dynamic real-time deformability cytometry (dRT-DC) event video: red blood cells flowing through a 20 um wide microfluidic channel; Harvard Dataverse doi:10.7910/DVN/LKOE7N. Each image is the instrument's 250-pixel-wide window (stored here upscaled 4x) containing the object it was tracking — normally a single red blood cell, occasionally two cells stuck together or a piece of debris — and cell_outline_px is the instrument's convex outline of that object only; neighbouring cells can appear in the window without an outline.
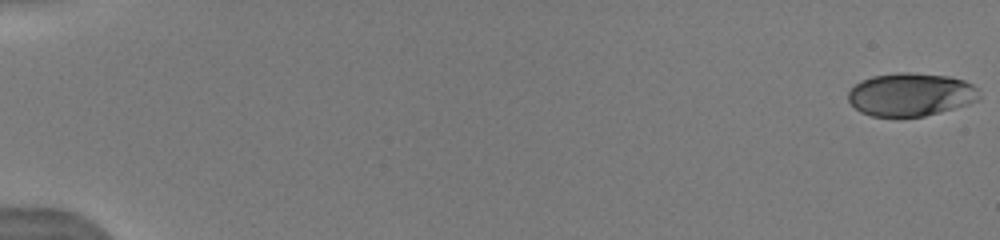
{"species": "human", "species_latin": "Homo sapiens", "temperature_condition": "warm", "stored_images_in_passage": 17, "camera_frame_rate_fps": 3000, "um_per_image_px": 0.085, "donor": {"sex": "male"}, "frame": {"image": 1, "passage_image": 1, "time_ms": 0.0, "image_size_px": [1000, 240], "cell_outline_px": [[980, 96], [976, 100], [968, 104], [924, 116], [872, 116], [860, 112], [848, 100], [848, 92], [860, 80], [872, 76], [896, 72], [908, 72], [948, 76], [964, 80], [972, 84], [976, 88]], "centroid_in_image_um": [77.39, 8.02], "position_along_channel_um": 7.6, "area_um2": 32.77}}
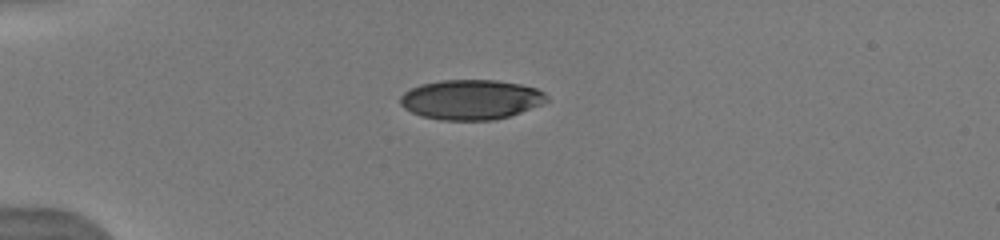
{"frame": {"image": 2, "passage_image": 14, "time_ms": 4.667, "image_size_px": [1000, 240], "cell_outline_px": [[548, 100], [540, 104], [520, 112], [508, 116], [492, 120], [440, 120], [420, 116], [404, 108], [400, 104], [400, 96], [404, 92], [420, 84], [440, 80], [496, 80], [520, 84], [536, 88], [544, 92], [548, 96]], "centroid_in_image_um": [40.0, 8.46], "position_along_channel_um": 45.0, "area_um2": 33.99}}